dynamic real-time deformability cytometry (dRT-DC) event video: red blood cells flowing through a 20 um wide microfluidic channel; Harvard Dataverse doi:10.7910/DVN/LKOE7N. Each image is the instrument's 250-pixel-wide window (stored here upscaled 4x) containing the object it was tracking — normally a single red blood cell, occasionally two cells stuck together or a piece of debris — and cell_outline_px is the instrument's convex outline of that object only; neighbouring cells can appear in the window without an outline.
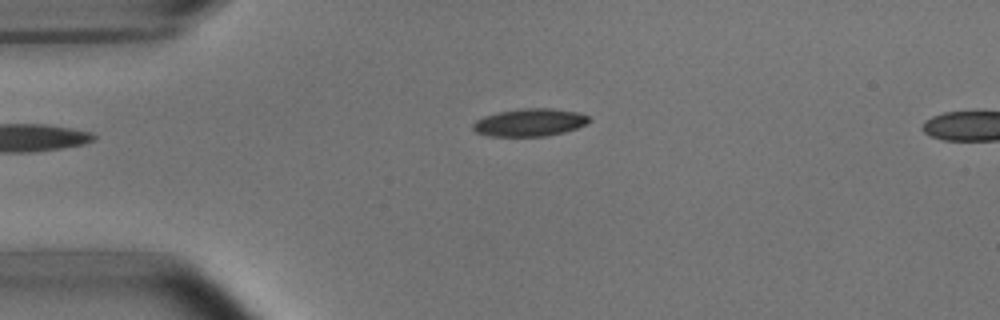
{"species": "common noctule bat (a hibernating species)", "species_latin": "Nyctalus noctula", "temperature_condition": "room temperature", "stored_images_in_passage": 4, "segment_of_instrument_passage": [1, 2], "camera_frame_rate_fps": 3000, "um_per_image_px": 0.085, "animal": {"sex": "male", "body_mass_g": 15.6}, "frame": {"image": 1, "passage_image": 2, "time_ms": 2.0, "image_size_px": [1000, 320], "cell_outline_px": [[592, 120], [588, 124], [564, 132], [548, 136], [488, 136], [476, 132], [472, 128], [472, 124], [476, 120], [484, 116], [500, 112], [524, 108], [548, 108], [576, 112], [588, 116]], "centroid_in_image_um": [45.03, 10.42], "position_along_channel_um": 40.0, "area_um2": 18.67}}